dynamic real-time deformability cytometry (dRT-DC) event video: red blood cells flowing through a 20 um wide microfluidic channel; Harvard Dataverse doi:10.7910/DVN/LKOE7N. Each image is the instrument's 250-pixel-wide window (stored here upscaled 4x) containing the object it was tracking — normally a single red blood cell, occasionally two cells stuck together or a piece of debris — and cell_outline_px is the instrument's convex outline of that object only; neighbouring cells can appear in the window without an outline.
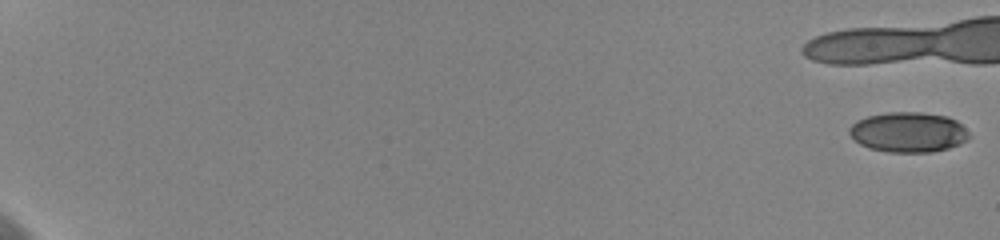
{"species": "human", "species_latin": "Homo sapiens", "temperature_condition": "cold", "stored_images_in_passage": 54, "camera_frame_rate_fps": 3000, "um_per_image_px": 0.085, "donor": {"sex": "female"}, "frame": {"image": 1, "passage_image": 1, "time_ms": 0.0, "image_size_px": [1000, 240], "cell_outline_px": [[968, 140], [960, 144], [948, 148], [932, 152], [888, 152], [868, 148], [860, 144], [848, 132], [848, 128], [856, 120], [868, 116], [888, 112], [920, 112], [948, 116], [956, 120], [968, 132]], "centroid_in_image_um": [77.2, 11.23], "position_along_channel_um": 7.8, "area_um2": 28.03}}